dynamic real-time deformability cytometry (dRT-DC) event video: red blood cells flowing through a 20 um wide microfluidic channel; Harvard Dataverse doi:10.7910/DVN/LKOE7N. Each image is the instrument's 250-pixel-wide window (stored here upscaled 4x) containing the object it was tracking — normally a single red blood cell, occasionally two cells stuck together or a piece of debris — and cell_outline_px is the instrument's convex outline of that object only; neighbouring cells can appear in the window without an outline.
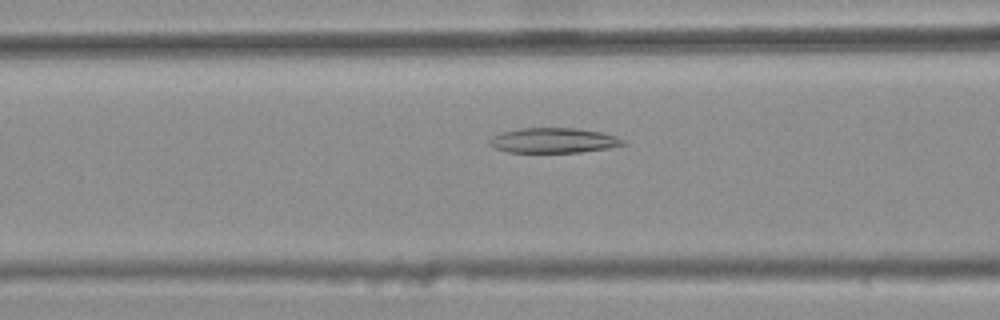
{"species": "common noctule bat (a hibernating species)", "species_latin": "Nyctalus noctula", "temperature_condition": "warm", "stored_images_in_passage": 34, "camera_frame_rate_fps": 3000, "um_per_image_px": 0.085, "animal": {"sex": "female", "body_mass_g": 25.1}, "frame": {"image": 1, "passage_image": 6, "time_ms": 1.667, "image_size_px": [1000, 320], "cell_outline_px": [[624, 144], [608, 148], [580, 152], [508, 152], [496, 148], [488, 144], [488, 140], [492, 136], [500, 132], [520, 128], [576, 128], [600, 132], [616, 136], [624, 140]], "centroid_in_image_um": [47.0, 11.93], "position_along_channel_um": 119.6, "area_um2": 19.42}}
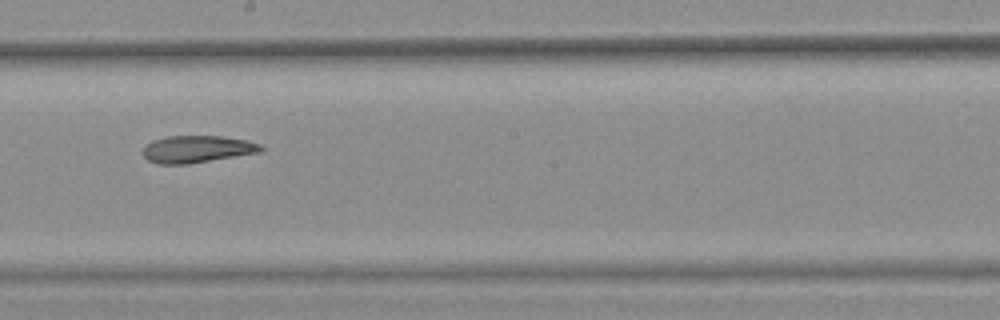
{"frame": {"image": 2, "passage_image": 15, "time_ms": 4.667, "image_size_px": [1000, 320], "cell_outline_px": [[264, 148], [260, 152], [188, 164], [156, 164], [148, 160], [144, 156], [144, 148], [152, 140], [168, 136], [220, 136], [248, 140], [260, 144]], "centroid_in_image_um": [16.76, 12.67], "position_along_channel_um": 231.4, "area_um2": 18.55}}
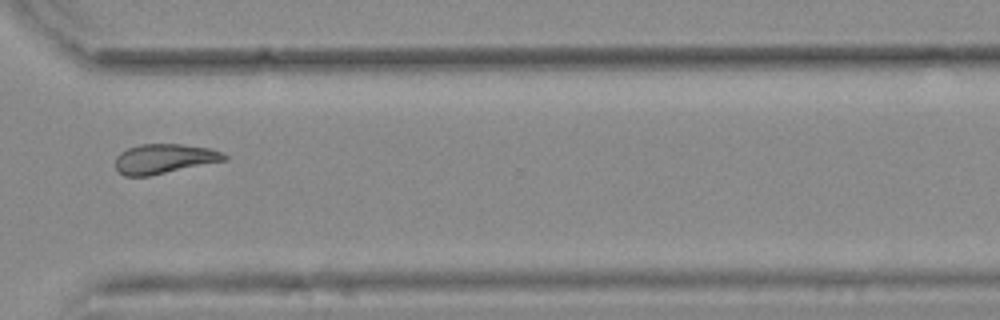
{"frame": {"image": 3, "passage_image": 25, "time_ms": 8.0, "image_size_px": [1000, 320], "cell_outline_px": [[228, 160], [148, 176], [124, 176], [116, 168], [116, 156], [120, 152], [128, 148], [140, 144], [180, 144], [208, 148], [220, 152], [228, 156]], "centroid_in_image_um": [13.95, 13.49], "position_along_channel_um": 356.6, "area_um2": 18.73}, "authors_computed_cell_mechanics": {"area_um2": 18.9873, "velocity_mm_per_s": 3.7407, "shape_relaxation_time_tau1_ms": null, "shape_relaxation_time_tau2_ms": 6.1742, "deformation_change_tau1": null, "deformation_change_tau2": 0.1492}}